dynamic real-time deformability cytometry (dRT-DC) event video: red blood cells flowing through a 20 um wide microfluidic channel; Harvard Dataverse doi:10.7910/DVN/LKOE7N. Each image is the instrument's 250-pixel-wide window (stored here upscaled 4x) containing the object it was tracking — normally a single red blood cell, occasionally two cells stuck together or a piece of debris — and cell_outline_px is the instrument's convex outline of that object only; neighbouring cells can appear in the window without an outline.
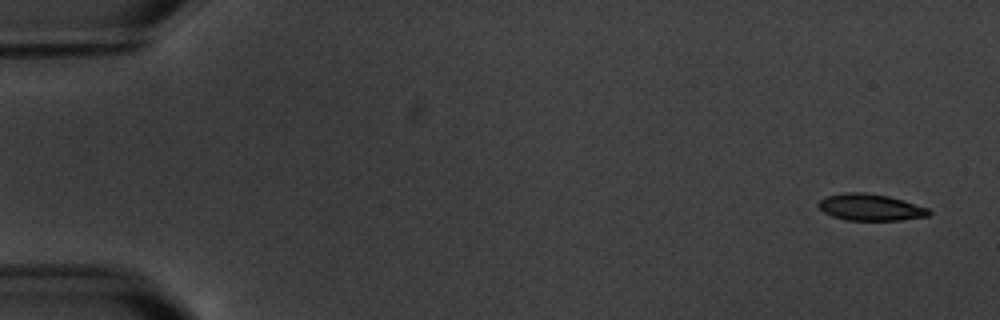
{"species": "common noctule bat (a hibernating species)", "species_latin": "Nyctalus noctula", "temperature_condition": "warm", "stored_images_in_passage": 5, "camera_frame_rate_fps": 3000, "um_per_image_px": 0.085, "animal": {"sex": "male", "body_mass_g": 20.1, "forearm_length_mm": 53.5}, "frame": {"image": 1, "passage_image": 1, "time_ms": 0.0, "image_size_px": [1000, 320], "cell_outline_px": [[932, 212], [928, 216], [900, 220], [844, 220], [832, 216], [824, 212], [816, 204], [820, 200], [828, 196], [844, 192], [864, 192], [888, 196], [904, 200], [928, 208]], "centroid_in_image_um": [73.99, 17.62], "position_along_channel_um": 11.0, "area_um2": 17.17}}
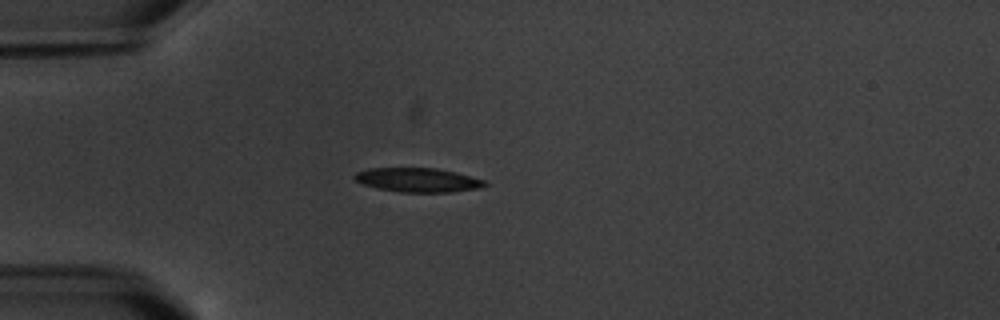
{"frame": {"image": 2, "passage_image": 5, "time_ms": 4.667, "image_size_px": [1000, 320], "cell_outline_px": [[488, 184], [480, 188], [452, 192], [400, 192], [376, 188], [364, 184], [356, 180], [352, 176], [356, 172], [368, 168], [436, 168], [456, 172], [484, 180]], "centroid_in_image_um": [35.51, 15.3], "position_along_channel_um": 49.5, "area_um2": 18.32}}